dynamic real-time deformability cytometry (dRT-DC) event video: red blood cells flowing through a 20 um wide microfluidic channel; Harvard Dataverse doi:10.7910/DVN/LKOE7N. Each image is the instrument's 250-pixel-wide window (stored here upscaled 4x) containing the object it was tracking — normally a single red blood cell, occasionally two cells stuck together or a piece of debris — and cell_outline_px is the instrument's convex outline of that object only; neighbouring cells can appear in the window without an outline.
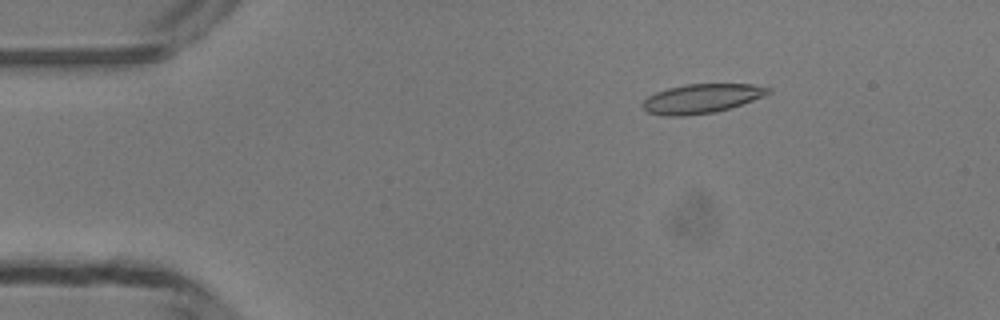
{"species": "common noctule bat (a hibernating species)", "species_latin": "Nyctalus noctula", "temperature_condition": "room temperature", "stored_images_in_passage": 49, "camera_frame_rate_fps": 3000, "um_per_image_px": 0.085, "animal": {"sex": "male", "body_mass_g": 13.3}, "frame": {"image": 1, "passage_image": 8, "time_ms": 2.333, "image_size_px": [1000, 320], "cell_outline_px": [[772, 92], [764, 96], [716, 112], [684, 116], [664, 116], [648, 112], [640, 104], [648, 96], [656, 92], [668, 88], [688, 84], [752, 84], [772, 88]], "centroid_in_image_um": [59.62, 8.38], "position_along_channel_um": 25.4, "area_um2": 21.33}}
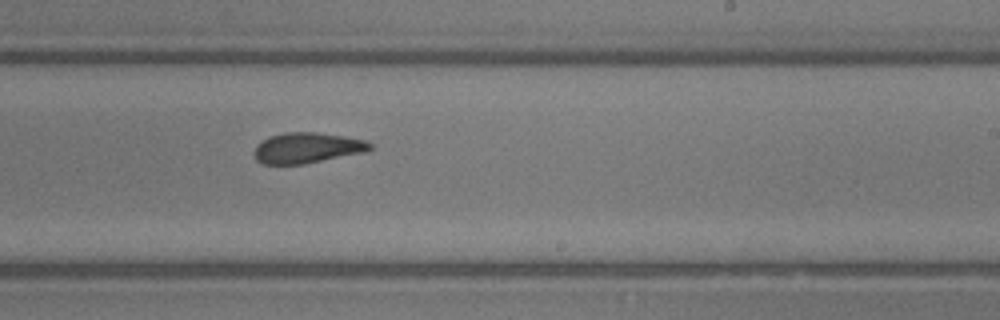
{"frame": {"image": 2, "passage_image": 30, "time_ms": 9.667, "image_size_px": [1000, 320], "cell_outline_px": [[372, 148], [364, 152], [304, 164], [264, 164], [256, 160], [252, 152], [256, 144], [268, 136], [284, 132], [316, 132], [344, 136], [364, 140], [372, 144]], "centroid_in_image_um": [26.04, 12.56], "position_along_channel_um": 263.0, "area_um2": 20.75}}
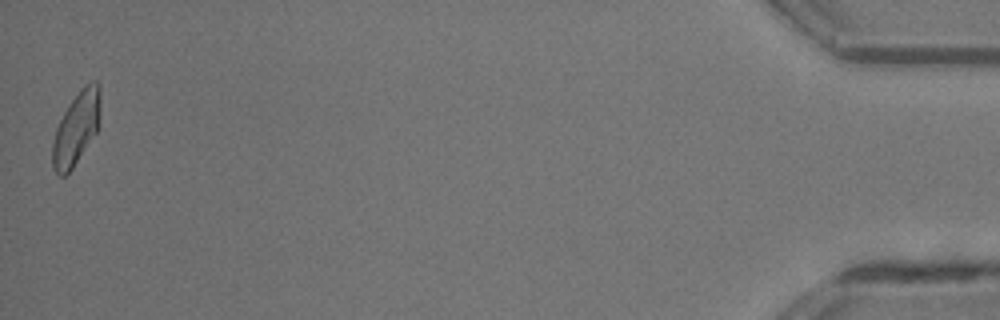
{"frame": {"image": 3, "passage_image": 49, "time_ms": 16.0, "image_size_px": [1000, 320], "cell_outline_px": [[100, 100], [96, 132], [72, 168], [64, 176], [60, 176], [52, 168], [52, 144], [56, 128], [64, 112], [80, 88], [84, 84], [92, 80], [96, 80], [100, 84]], "centroid_in_image_um": [6.47, 10.87], "position_along_channel_um": 428.7, "area_um2": 20.0}, "authors_computed_cell_mechanics": {"area_um2": 21.2704, "velocity_mm_per_s": 4.1897, "shape_relaxation_time_tau1_ms": null, "shape_relaxation_time_tau2_ms": 2.6412, "deformation_change_tau1": null, "deformation_change_tau2": 0.0889}}